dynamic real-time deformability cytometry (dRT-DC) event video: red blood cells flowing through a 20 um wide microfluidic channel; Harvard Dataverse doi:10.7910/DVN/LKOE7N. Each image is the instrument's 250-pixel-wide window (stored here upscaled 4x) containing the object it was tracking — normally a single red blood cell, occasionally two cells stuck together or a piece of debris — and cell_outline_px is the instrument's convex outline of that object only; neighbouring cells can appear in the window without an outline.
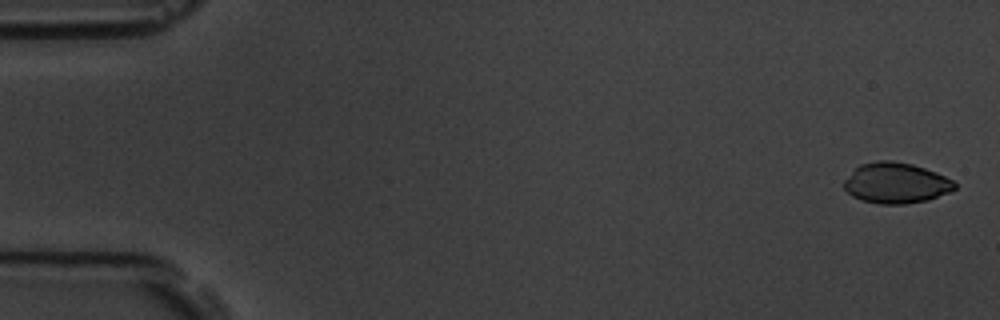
{"species": "common noctule bat (a hibernating species)", "species_latin": "Nyctalus noctula", "temperature_condition": "room temperature", "stored_images_in_passage": 17, "camera_frame_rate_fps": 3000, "um_per_image_px": 0.085, "animal": {"sex": "male", "body_mass_g": 19.5, "forearm_length_mm": 54.6}, "frame": {"image": 1, "passage_image": 2, "time_ms": 0.333, "image_size_px": [1000, 320], "cell_outline_px": [[956, 188], [948, 192], [928, 200], [904, 204], [880, 204], [860, 200], [852, 196], [844, 188], [844, 180], [860, 164], [876, 160], [892, 160], [912, 164], [936, 172], [952, 180], [956, 184]], "centroid_in_image_um": [76.14, 15.55], "position_along_channel_um": 8.9, "area_um2": 26.18}}